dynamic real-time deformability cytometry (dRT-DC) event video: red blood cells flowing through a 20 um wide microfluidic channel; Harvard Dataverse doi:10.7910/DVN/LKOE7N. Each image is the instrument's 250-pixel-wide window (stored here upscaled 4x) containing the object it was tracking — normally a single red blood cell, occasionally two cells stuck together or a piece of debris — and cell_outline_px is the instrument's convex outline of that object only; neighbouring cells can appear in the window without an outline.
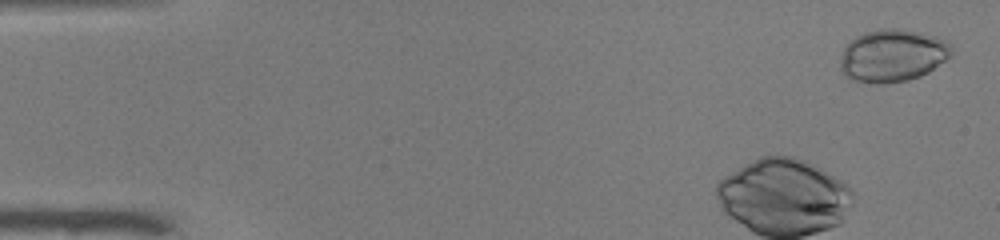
{"species": "common noctule bat (a hibernating species)", "species_latin": "Nyctalus noctula", "temperature_condition": "warm", "stored_images_in_passage": 38, "camera_frame_rate_fps": 3000, "um_per_image_px": 0.085, "animal": {"sex": "male", "body_mass_g": 19.0, "forearm_length_mm": 50.8}, "frame": {"image": 1, "passage_image": 2, "time_ms": 0.333, "image_size_px": [1000, 240], "cell_outline_px": [[952, 56], [928, 72], [920, 76], [908, 80], [884, 84], [872, 84], [852, 80], [844, 76], [840, 68], [840, 60], [844, 48], [856, 36], [864, 32], [880, 28], [896, 28], [920, 32], [936, 36], [952, 44]], "centroid_in_image_um": [75.87, 4.73], "position_along_channel_um": 9.1, "area_um2": 34.45}}